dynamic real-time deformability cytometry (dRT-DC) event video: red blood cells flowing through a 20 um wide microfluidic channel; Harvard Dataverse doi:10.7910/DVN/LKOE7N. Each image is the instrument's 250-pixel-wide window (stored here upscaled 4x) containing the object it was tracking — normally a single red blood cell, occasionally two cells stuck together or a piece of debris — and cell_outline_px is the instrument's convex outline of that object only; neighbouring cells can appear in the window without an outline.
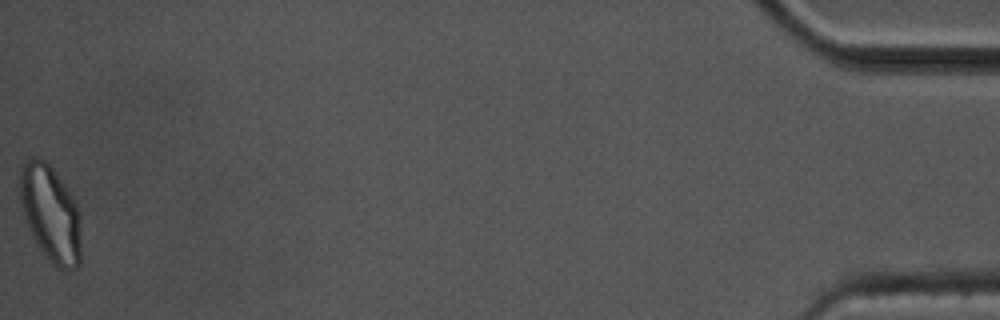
{"species": "common noctule bat (a hibernating species)", "species_latin": "Nyctalus noctula", "temperature_condition": "cold", "stored_images_in_passage": 44, "camera_frame_rate_fps": 3000, "um_per_image_px": 0.085, "animal": {"sex": "male", "body_mass_g": 17.5, "forearm_length_mm": 52.3}, "frame": {"image": 1, "passage_image": 44, "time_ms": 14.333, "image_size_px": [1000, 320], "cell_outline_px": [[80, 264], [76, 268], [64, 272], [56, 268], [36, 244], [32, 236], [24, 216], [20, 200], [20, 168], [24, 160], [28, 156], [40, 156], [52, 168], [72, 196], [80, 212]], "centroid_in_image_um": [4.29, 18.15], "position_along_channel_um": 430.9, "area_um2": 34.74}, "authors_computed_cell_mechanics": {"area_um2": 22.4264, "velocity_mm_per_s": 3.311, "shape_relaxation_time_tau1_ms": 8.1704, "shape_relaxation_time_tau2_ms": 3.5093, "deformation_change_tau1": 0.1709, "deformation_change_tau2": 0.0931}}